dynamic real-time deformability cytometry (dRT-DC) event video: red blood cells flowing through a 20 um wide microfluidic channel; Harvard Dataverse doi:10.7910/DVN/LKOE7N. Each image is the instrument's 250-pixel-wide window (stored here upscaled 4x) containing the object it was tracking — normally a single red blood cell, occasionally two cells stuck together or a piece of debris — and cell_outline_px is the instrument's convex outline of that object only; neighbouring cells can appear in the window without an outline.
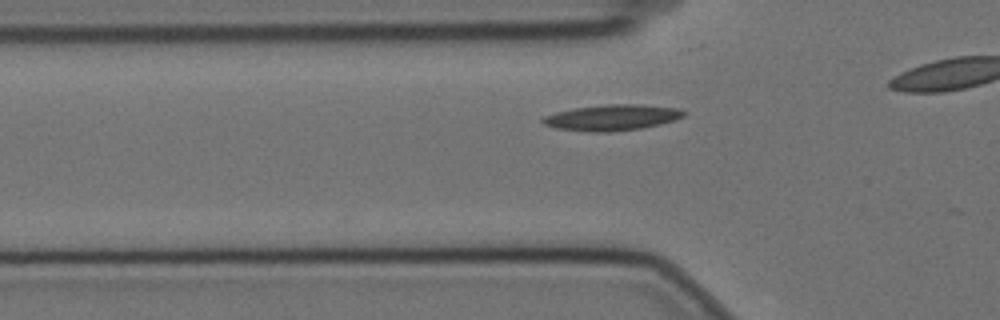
{"species": "Egyptian fruit bat (a non-hibernating species)", "species_latin": "Rousettus aegyptiacus", "temperature_condition": "cold", "stored_images_in_passage": 27, "camera_frame_rate_fps": 3000, "um_per_image_px": 0.085, "animal": {"sex": "female"}, "frame": {"image": 1, "passage_image": 3, "time_ms": 0.667, "image_size_px": [1000, 320], "cell_outline_px": [[688, 112], [684, 116], [660, 124], [640, 128], [608, 132], [592, 132], [556, 128], [544, 124], [540, 120], [544, 116], [556, 112], [572, 108], [608, 104], [640, 104], [680, 108]], "centroid_in_image_um": [52.03, 9.98], "position_along_channel_um": 73.8, "area_um2": 21.27}}
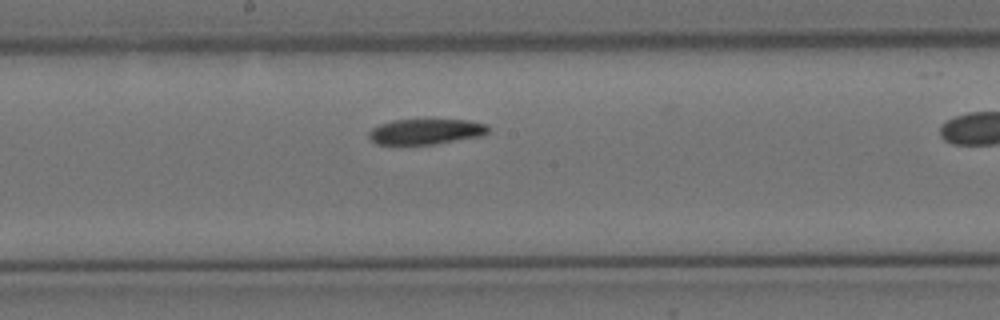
{"frame": {"image": 2, "passage_image": 15, "time_ms": 4.667, "image_size_px": [1000, 320], "cell_outline_px": [[488, 132], [484, 136], [436, 144], [376, 144], [368, 136], [368, 132], [372, 128], [380, 124], [392, 120], [468, 120], [488, 124]], "centroid_in_image_um": [36.23, 11.19], "position_along_channel_um": 212.0, "area_um2": 17.8}}
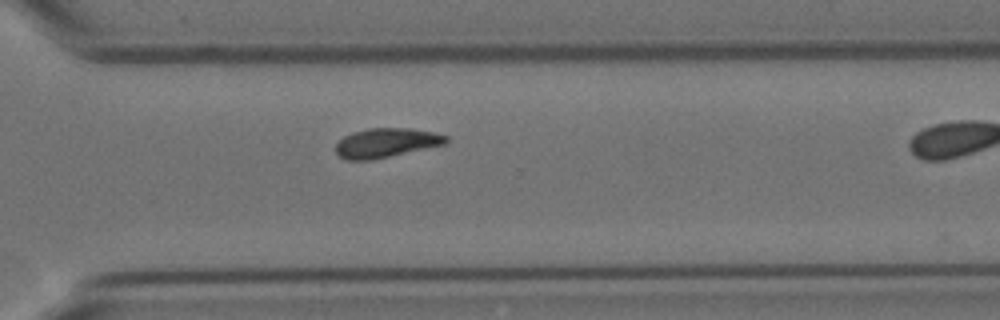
{"frame": {"image": 3, "passage_image": 26, "time_ms": 8.333, "image_size_px": [1000, 320], "cell_outline_px": [[448, 140], [444, 144], [388, 156], [368, 160], [344, 160], [336, 152], [336, 144], [344, 136], [352, 132], [368, 128], [408, 128], [432, 132], [448, 136]], "centroid_in_image_um": [32.78, 12.13], "position_along_channel_um": 337.8, "area_um2": 18.5}}